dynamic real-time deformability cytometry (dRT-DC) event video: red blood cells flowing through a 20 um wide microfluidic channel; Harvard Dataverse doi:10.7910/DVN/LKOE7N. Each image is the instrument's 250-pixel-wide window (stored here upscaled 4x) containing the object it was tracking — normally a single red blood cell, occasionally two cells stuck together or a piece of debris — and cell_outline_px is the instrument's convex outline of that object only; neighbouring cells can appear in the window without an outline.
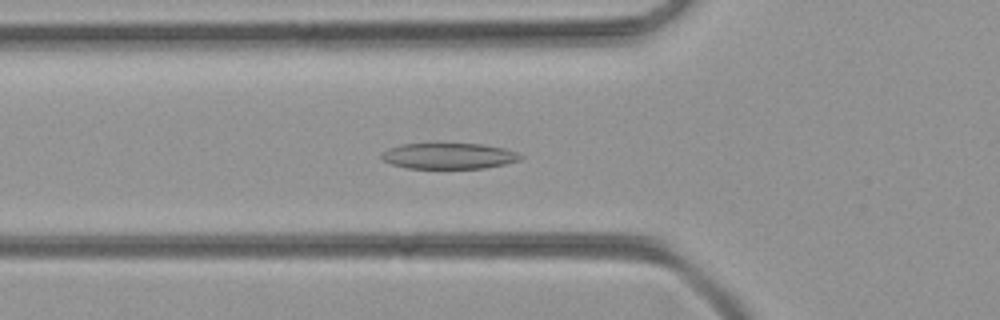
{"species": "common noctule bat (a hibernating species)", "species_latin": "Nyctalus noctula", "temperature_condition": "room temperature", "stored_images_in_passage": 51, "camera_frame_rate_fps": 3000, "um_per_image_px": 0.085, "animal": {"sex": "female", "body_mass_g": 21.9}, "frame": {"image": 1, "passage_image": 17, "time_ms": 5.333, "image_size_px": [1000, 320], "cell_outline_px": [[524, 156], [520, 160], [504, 164], [484, 168], [404, 168], [380, 160], [380, 152], [388, 148], [400, 144], [484, 144], [504, 148], [516, 152]], "centroid_in_image_um": [38.1, 13.26], "position_along_channel_um": 87.7, "area_um2": 21.1}}
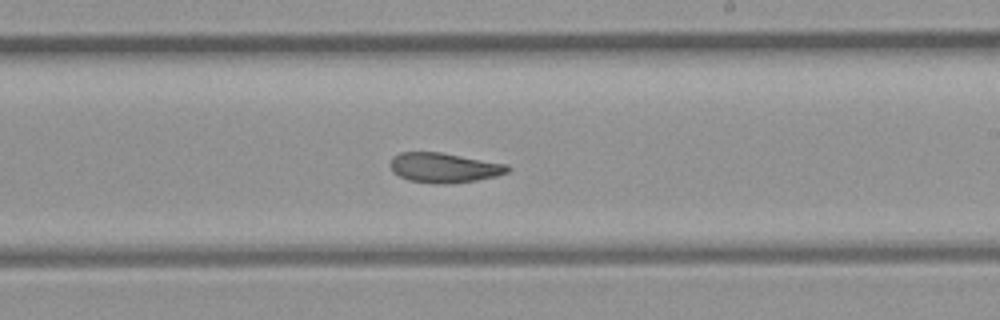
{"frame": {"image": 2, "passage_image": 29, "time_ms": 9.333, "image_size_px": [1000, 320], "cell_outline_px": [[512, 168], [508, 172], [496, 176], [476, 180], [448, 184], [436, 184], [408, 180], [392, 172], [388, 164], [392, 156], [400, 152], [440, 152], [508, 164]], "centroid_in_image_um": [37.72, 14.25], "position_along_channel_um": 251.3, "area_um2": 20.63}}
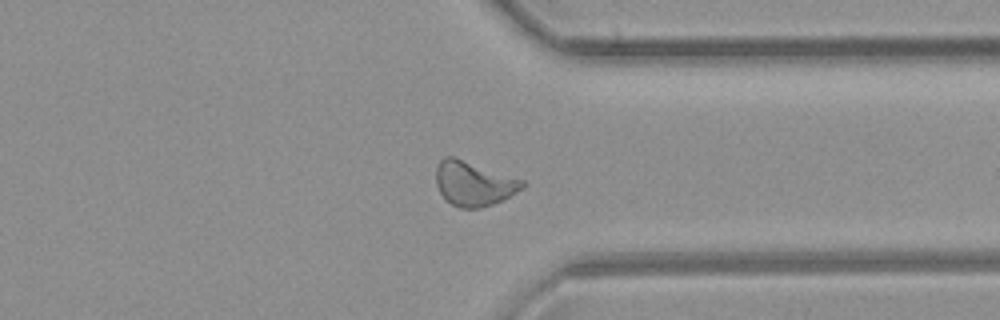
{"frame": {"image": 3, "passage_image": 38, "time_ms": 12.333, "image_size_px": [1000, 320], "cell_outline_px": [[524, 188], [492, 204], [480, 208], [460, 208], [452, 204], [440, 192], [436, 184], [436, 164], [444, 156], [452, 156], [524, 180]], "centroid_in_image_um": [40.24, 15.59], "position_along_channel_um": 371.2, "area_um2": 22.08}}